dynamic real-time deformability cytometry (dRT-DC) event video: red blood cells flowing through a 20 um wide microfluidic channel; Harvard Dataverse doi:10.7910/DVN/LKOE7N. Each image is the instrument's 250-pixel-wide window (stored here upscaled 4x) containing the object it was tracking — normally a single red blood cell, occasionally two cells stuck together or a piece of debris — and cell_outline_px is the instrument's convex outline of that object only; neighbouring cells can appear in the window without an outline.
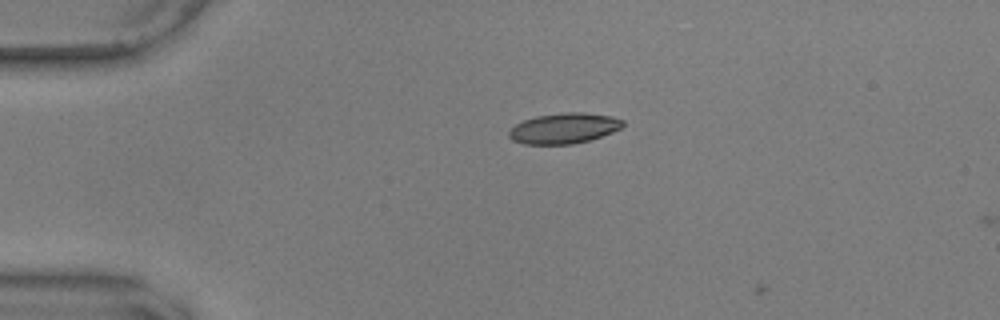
{"species": "common noctule bat (a hibernating species)", "species_latin": "Nyctalus noctula", "temperature_condition": "warm", "stored_images_in_passage": 3, "camera_frame_rate_fps": 3000, "um_per_image_px": 0.085, "animal": {"sex": "male", "body_mass_g": 17.9, "forearm_length_mm": 54.2}, "frame": {"image": 1, "passage_image": 2, "time_ms": 0.333, "image_size_px": [1000, 320], "cell_outline_px": [[624, 124], [620, 128], [612, 132], [588, 140], [572, 144], [524, 144], [512, 140], [508, 136], [508, 132], [516, 124], [524, 120], [536, 116], [568, 112], [580, 112], [612, 116], [624, 120]], "centroid_in_image_um": [47.92, 10.9], "position_along_channel_um": 37.1, "area_um2": 20.06}}